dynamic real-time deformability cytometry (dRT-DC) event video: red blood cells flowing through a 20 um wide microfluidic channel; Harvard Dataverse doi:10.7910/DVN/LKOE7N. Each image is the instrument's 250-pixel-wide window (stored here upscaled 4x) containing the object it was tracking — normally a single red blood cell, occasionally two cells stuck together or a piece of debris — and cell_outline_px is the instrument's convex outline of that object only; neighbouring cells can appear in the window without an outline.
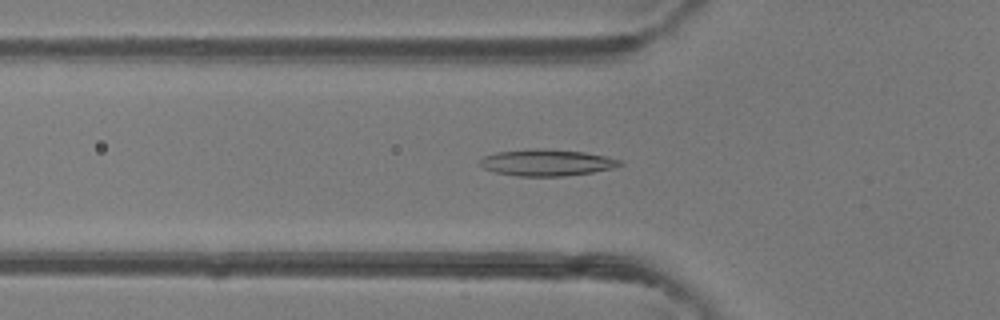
{"species": "common noctule bat (a hibernating species)", "species_latin": "Nyctalus noctula", "temperature_condition": "room temperature", "stored_images_in_passage": 47, "camera_frame_rate_fps": 3000, "um_per_image_px": 0.085, "animal": {"sex": "female"}, "frame": {"image": 1, "passage_image": 16, "time_ms": 5.0, "image_size_px": [1000, 320], "cell_outline_px": [[624, 164], [612, 168], [592, 172], [564, 176], [516, 176], [496, 172], [484, 168], [480, 164], [480, 160], [484, 156], [496, 152], [536, 148], [548, 148], [584, 152], [604, 156], [620, 160]], "centroid_in_image_um": [46.46, 13.81], "position_along_channel_um": 79.3, "area_um2": 21.56}}
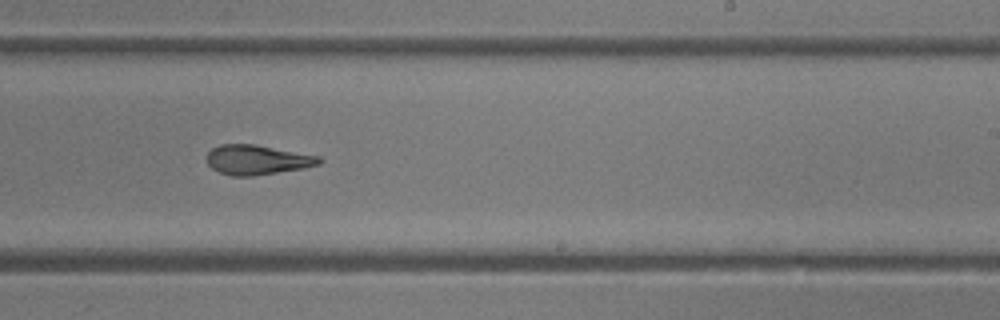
{"frame": {"image": 2, "passage_image": 29, "time_ms": 9.333, "image_size_px": [1000, 320], "cell_outline_px": [[324, 160], [320, 164], [304, 168], [252, 176], [232, 176], [220, 172], [212, 168], [208, 164], [208, 152], [212, 148], [220, 144], [252, 144], [320, 156]], "centroid_in_image_um": [21.88, 13.58], "position_along_channel_um": 267.1, "area_um2": 19.31}}
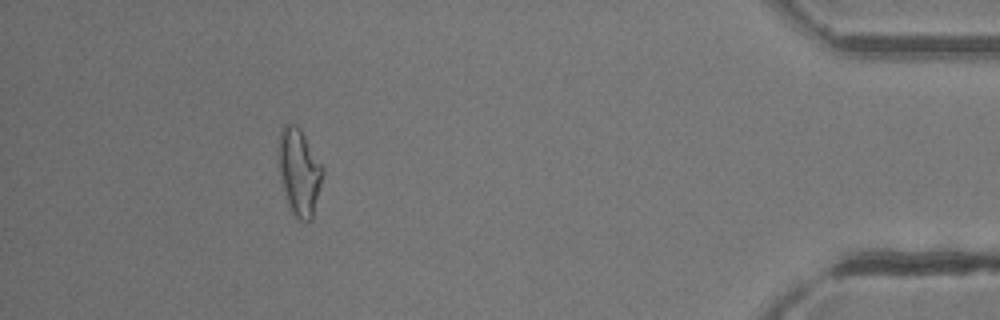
{"frame": {"image": 3, "passage_image": 43, "time_ms": 14.0, "image_size_px": [1000, 320], "cell_outline_px": [[324, 172], [312, 220], [308, 224], [300, 220], [292, 212], [288, 204], [280, 180], [276, 148], [280, 128], [284, 124], [296, 124], [300, 128], [324, 168]], "centroid_in_image_um": [25.4, 14.59], "position_along_channel_um": 409.8, "area_um2": 22.89}, "authors_computed_cell_mechanics": {"area_um2": 20.8658, "velocity_mm_per_s": 4.3121, "shape_relaxation_time_tau1_ms": 10.2909, "shape_relaxation_time_tau2_ms": 3.1616, "deformation_change_tau1": 0.2434, "deformation_change_tau2": 0.1246}}